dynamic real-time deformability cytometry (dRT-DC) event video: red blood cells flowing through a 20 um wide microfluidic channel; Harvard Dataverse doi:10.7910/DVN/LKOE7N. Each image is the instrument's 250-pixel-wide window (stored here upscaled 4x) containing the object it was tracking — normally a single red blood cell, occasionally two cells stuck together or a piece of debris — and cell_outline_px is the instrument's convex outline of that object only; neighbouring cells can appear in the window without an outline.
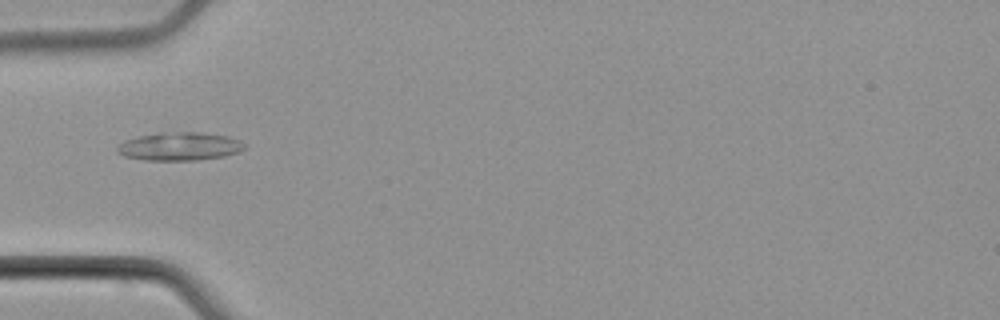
{"species": "common noctule bat (a hibernating species)", "species_latin": "Nyctalus noctula", "temperature_condition": "cold", "stored_images_in_passage": 6, "camera_frame_rate_fps": 3000, "um_per_image_px": 0.085, "animal": {"sex": "male", "body_mass_g": 21.5, "forearm_length_mm": 52.0}, "frame": {"image": 1, "passage_image": 5, "time_ms": 4.667, "image_size_px": [1000, 320], "cell_outline_px": [[244, 148], [240, 152], [224, 156], [200, 160], [144, 160], [124, 156], [116, 152], [116, 148], [124, 140], [140, 136], [160, 132], [200, 132], [228, 136], [240, 140], [244, 144]], "centroid_in_image_um": [15.27, 12.44], "position_along_channel_um": 69.7, "area_um2": 21.04}}